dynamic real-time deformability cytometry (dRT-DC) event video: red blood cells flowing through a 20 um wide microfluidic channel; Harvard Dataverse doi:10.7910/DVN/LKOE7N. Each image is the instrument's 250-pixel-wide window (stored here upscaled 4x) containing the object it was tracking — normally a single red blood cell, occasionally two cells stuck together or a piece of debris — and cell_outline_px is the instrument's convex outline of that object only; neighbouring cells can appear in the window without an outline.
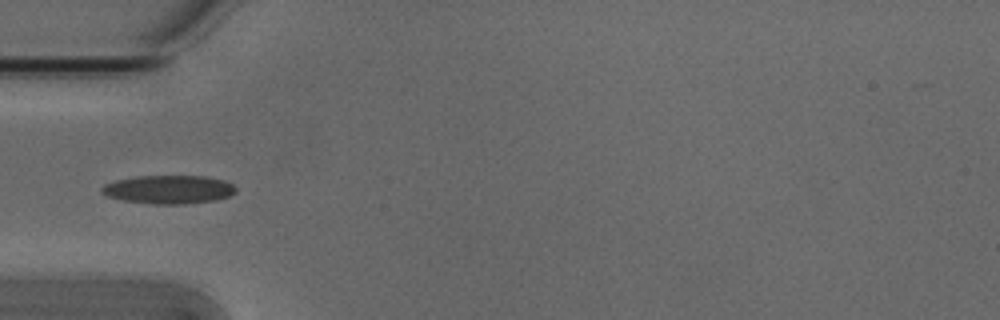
{"species": "Egyptian fruit bat (a non-hibernating species)", "species_latin": "Rousettus aegyptiacus", "temperature_condition": "cold", "stored_images_in_passage": 20, "camera_frame_rate_fps": 3000, "um_per_image_px": 0.085, "animal": {"sex": "male"}, "frame": {"image": 1, "passage_image": 1, "time_ms": 0.0, "image_size_px": [1000, 320], "cell_outline_px": [[236, 192], [228, 196], [216, 200], [184, 204], [152, 204], [120, 200], [108, 196], [100, 192], [100, 188], [104, 184], [116, 180], [136, 176], [208, 176], [224, 180], [232, 184], [236, 188]], "centroid_in_image_um": [14.32, 16.1], "position_along_channel_um": 70.7, "area_um2": 22.43}}
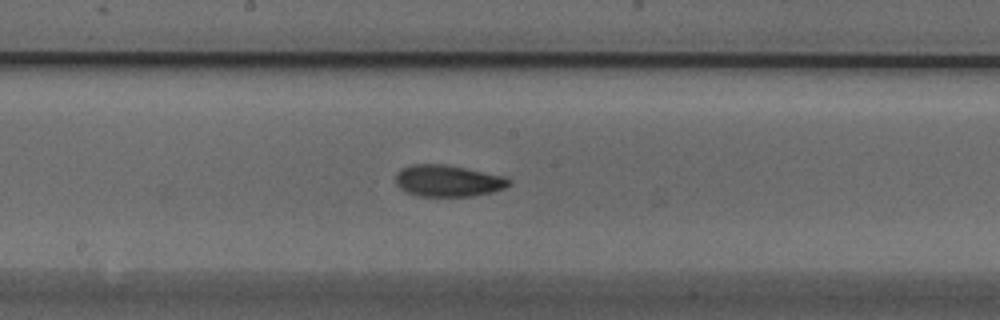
{"frame": {"image": 2, "passage_image": 12, "time_ms": 3.667, "image_size_px": [1000, 320], "cell_outline_px": [[512, 184], [504, 188], [492, 192], [472, 196], [416, 196], [400, 188], [396, 184], [396, 172], [400, 168], [412, 164], [444, 164], [504, 176], [512, 180]], "centroid_in_image_um": [38.07, 15.37], "position_along_channel_um": 210.1, "area_um2": 20.92}}
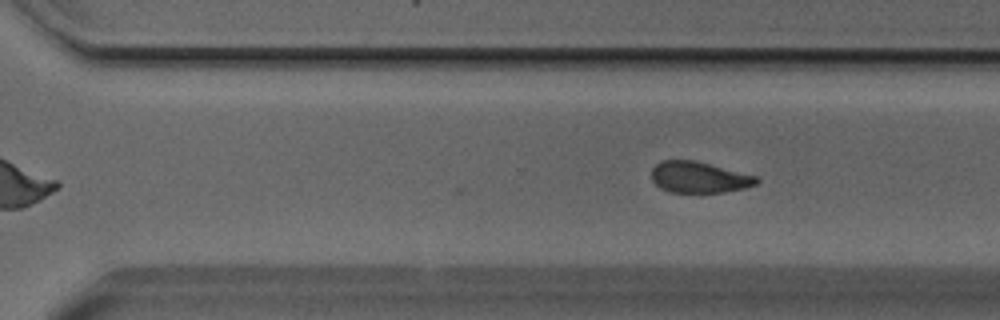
{"frame": {"image": 3, "passage_image": 20, "time_ms": 6.333, "image_size_px": [1000, 320], "cell_outline_px": [[760, 180], [756, 184], [744, 188], [724, 192], [672, 192], [660, 188], [652, 180], [652, 168], [660, 160], [692, 160], [756, 176]], "centroid_in_image_um": [59.39, 15.07], "position_along_channel_um": 311.2, "area_um2": 18.79}}